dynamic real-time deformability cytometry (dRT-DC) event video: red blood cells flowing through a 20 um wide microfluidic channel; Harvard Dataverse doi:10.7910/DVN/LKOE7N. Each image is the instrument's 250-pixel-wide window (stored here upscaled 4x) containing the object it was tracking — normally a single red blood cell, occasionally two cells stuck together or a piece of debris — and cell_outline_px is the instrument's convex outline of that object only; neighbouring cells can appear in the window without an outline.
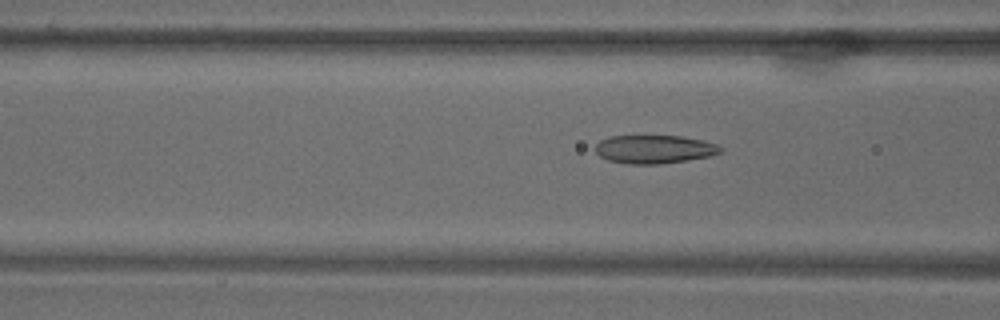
{"species": "common noctule bat (a hibernating species)", "species_latin": "Nyctalus noctula", "temperature_condition": "warm", "stored_images_in_passage": 61, "camera_frame_rate_fps": 3000, "um_per_image_px": 0.085, "animal": {"sex": "male", "body_mass_g": 18.8}, "frame": {"image": 1, "passage_image": 19, "time_ms": 6.0, "image_size_px": [1000, 320], "cell_outline_px": [[724, 152], [712, 156], [660, 164], [624, 164], [608, 160], [600, 156], [596, 152], [596, 144], [600, 140], [608, 136], [680, 136], [704, 140], [716, 144], [724, 148]], "centroid_in_image_um": [55.65, 12.69], "position_along_channel_um": 110.9, "area_um2": 20.92}}
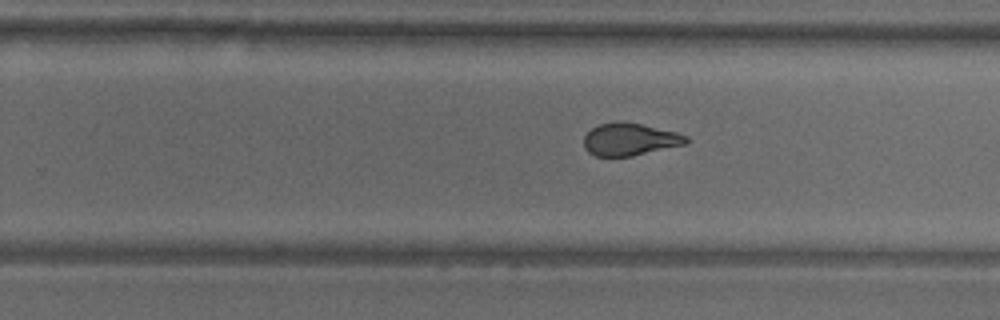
{"frame": {"image": 2, "passage_image": 36, "time_ms": 11.667, "image_size_px": [1000, 320], "cell_outline_px": [[688, 144], [632, 156], [596, 156], [588, 152], [584, 148], [584, 136], [592, 128], [600, 124], [620, 120], [640, 124], [676, 132], [688, 136]], "centroid_in_image_um": [53.54, 11.84], "position_along_channel_um": 276.3, "area_um2": 19.42}}
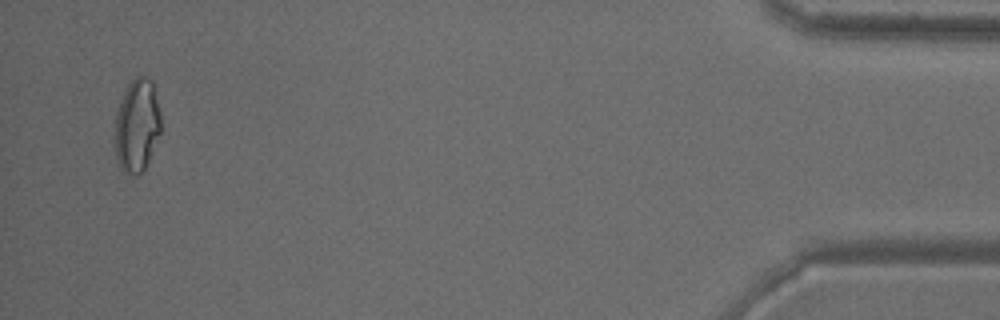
{"frame": {"image": 3, "passage_image": 59, "time_ms": 19.333, "image_size_px": [1000, 320], "cell_outline_px": [[164, 128], [144, 168], [136, 176], [120, 168], [112, 144], [112, 140], [116, 112], [120, 100], [128, 84], [136, 76], [144, 76], [152, 80]], "centroid_in_image_um": [11.63, 10.66], "position_along_channel_um": 423.6, "area_um2": 25.66}}